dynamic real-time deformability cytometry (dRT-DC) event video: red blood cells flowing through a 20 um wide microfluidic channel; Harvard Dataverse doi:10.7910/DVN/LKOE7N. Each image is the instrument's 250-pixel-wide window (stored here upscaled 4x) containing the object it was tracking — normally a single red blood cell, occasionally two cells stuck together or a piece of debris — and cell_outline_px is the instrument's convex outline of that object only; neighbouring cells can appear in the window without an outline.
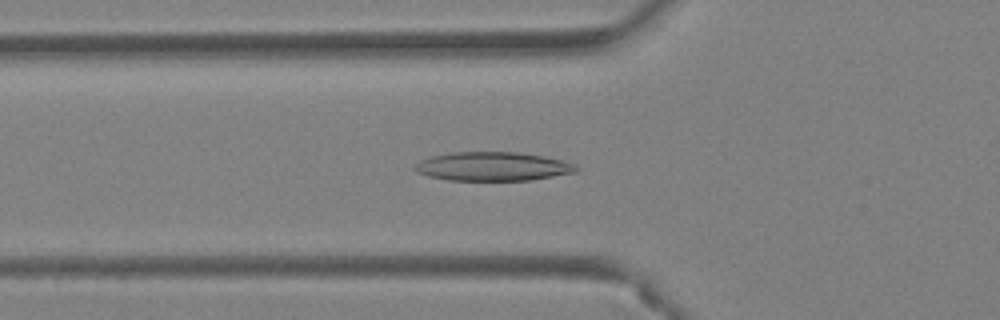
{"species": "Egyptian fruit bat (a non-hibernating species)", "species_latin": "Rousettus aegyptiacus", "temperature_condition": "warm", "stored_images_in_passage": 45, "camera_frame_rate_fps": 3000, "um_per_image_px": 0.085, "animal": {"sex": "female"}, "frame": {"image": 1, "passage_image": 16, "time_ms": 5.0, "image_size_px": [1000, 320], "cell_outline_px": [[580, 168], [576, 172], [532, 180], [448, 180], [428, 176], [416, 172], [412, 168], [420, 160], [432, 156], [452, 152], [516, 152], [544, 156], [576, 164]], "centroid_in_image_um": [41.88, 14.15], "position_along_channel_um": 83.9, "area_um2": 27.17}}
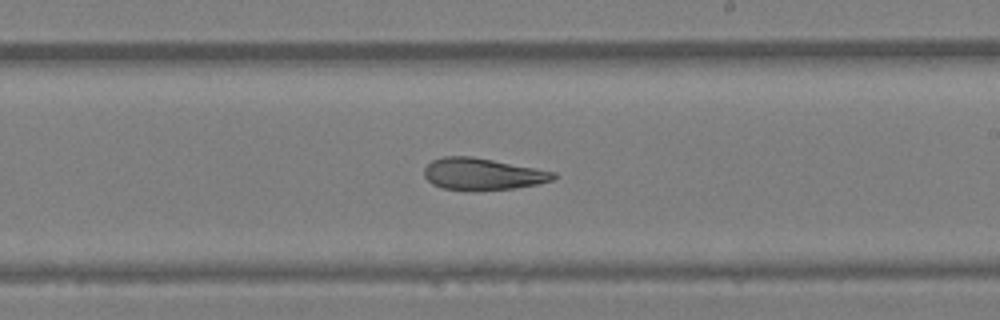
{"frame": {"image": 2, "passage_image": 27, "time_ms": 8.667, "image_size_px": [1000, 320], "cell_outline_px": [[556, 176], [552, 180], [536, 184], [512, 188], [476, 192], [468, 192], [444, 188], [432, 184], [424, 176], [424, 168], [432, 160], [444, 156], [472, 156], [536, 168], [556, 172]], "centroid_in_image_um": [40.98, 14.81], "position_along_channel_um": 248.0, "area_um2": 24.22}}
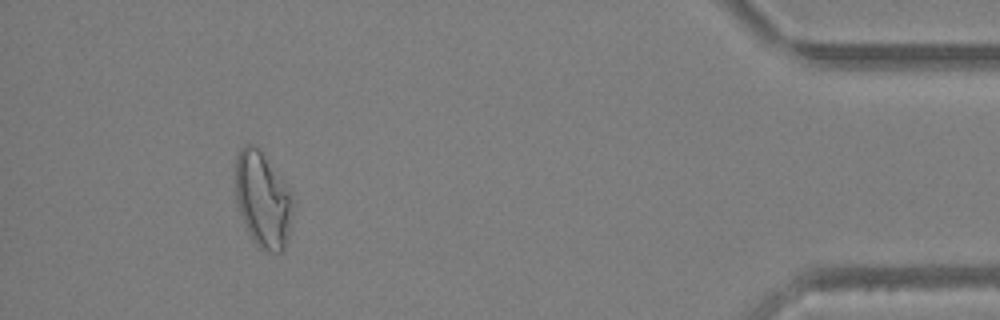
{"frame": {"image": 3, "passage_image": 42, "time_ms": 13.667, "image_size_px": [1000, 320], "cell_outline_px": [[296, 204], [288, 236], [284, 248], [280, 252], [268, 252], [260, 248], [252, 240], [240, 216], [236, 200], [236, 156], [240, 148], [244, 144], [256, 144], [292, 192]], "centroid_in_image_um": [22.36, 16.97], "position_along_channel_um": 412.8, "area_um2": 32.6}, "authors_computed_cell_mechanics": {"area_um2": 28.1486, "velocity_mm_per_s": 4.4593, "shape_relaxation_time_tau1_ms": null, "shape_relaxation_time_tau2_ms": 5.5467, "deformation_change_tau1": null, "deformation_change_tau2": 0.1614}}